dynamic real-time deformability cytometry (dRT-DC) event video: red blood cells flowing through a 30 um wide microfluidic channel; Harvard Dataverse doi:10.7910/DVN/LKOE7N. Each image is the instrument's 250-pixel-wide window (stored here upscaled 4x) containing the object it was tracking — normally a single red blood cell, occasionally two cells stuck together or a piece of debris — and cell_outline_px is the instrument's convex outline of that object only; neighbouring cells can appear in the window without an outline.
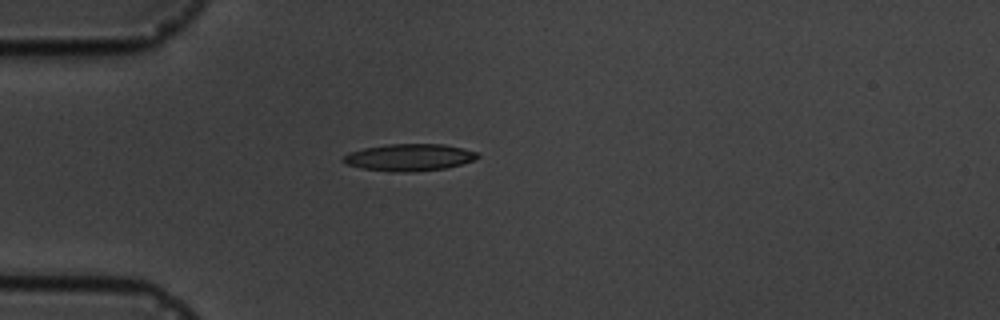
{"species": "common noctule bat (a hibernating species)", "species_latin": "Nyctalus noctula", "temperature_condition": "cold", "stored_images_in_passage": 4, "camera_frame_rate_fps": 3000, "um_per_image_px": 0.085, "animal": {"sex": "male", "body_mass_g": 19.5, "forearm_length_mm": 54.6}, "frame": {"image": 1, "passage_image": 4, "time_ms": 4.333, "image_size_px": [1000, 320], "cell_outline_px": [[480, 156], [476, 160], [448, 168], [412, 172], [392, 172], [364, 168], [348, 164], [340, 160], [348, 152], [364, 148], [388, 144], [444, 144], [464, 148], [476, 152]], "centroid_in_image_um": [34.83, 13.38], "position_along_channel_um": 50.2, "area_um2": 21.27}}